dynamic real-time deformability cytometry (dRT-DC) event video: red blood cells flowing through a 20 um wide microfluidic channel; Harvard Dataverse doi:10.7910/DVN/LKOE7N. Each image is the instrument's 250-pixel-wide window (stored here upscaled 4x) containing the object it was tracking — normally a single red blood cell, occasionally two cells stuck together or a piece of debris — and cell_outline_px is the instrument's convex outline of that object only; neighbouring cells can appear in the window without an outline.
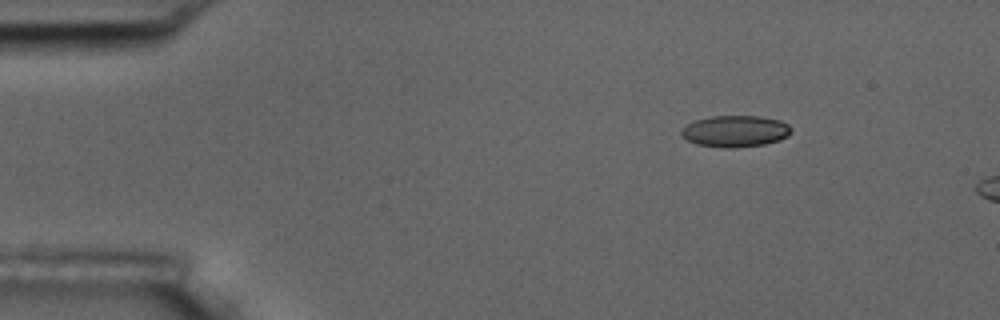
{"species": "common noctule bat (a hibernating species)", "species_latin": "Nyctalus noctula", "temperature_condition": "room temperature", "stored_images_in_passage": 5, "segment_of_instrument_passage": [2, 2], "camera_frame_rate_fps": 3000, "um_per_image_px": 0.085, "animal": {"sex": "male", "body_mass_g": 17.5, "forearm_length_mm": 52.3}, "frame": {"image": 1, "passage_image": 5, "time_ms": 6.333, "image_size_px": [1000, 320], "cell_outline_px": [[792, 132], [788, 136], [780, 140], [764, 144], [736, 148], [724, 148], [696, 144], [680, 136], [680, 128], [696, 120], [712, 116], [760, 116], [780, 120], [788, 124], [792, 128]], "centroid_in_image_um": [62.5, 11.16], "position_along_channel_um": 22.5, "area_um2": 20.4}}